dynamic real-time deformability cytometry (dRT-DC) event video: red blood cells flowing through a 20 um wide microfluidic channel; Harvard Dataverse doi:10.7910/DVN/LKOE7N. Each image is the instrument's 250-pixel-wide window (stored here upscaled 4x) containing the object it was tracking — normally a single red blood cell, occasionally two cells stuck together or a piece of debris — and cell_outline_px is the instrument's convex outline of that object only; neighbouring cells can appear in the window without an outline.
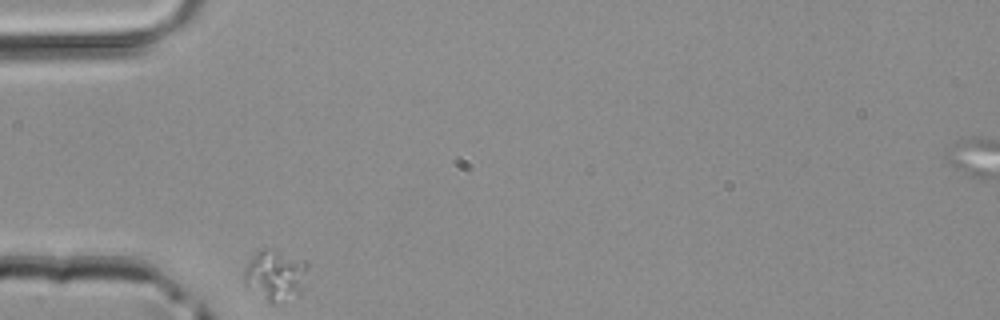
{"species": "common noctule bat (a hibernating species)", "species_latin": "Nyctalus noctula", "temperature_condition": "room temperature", "stored_images_in_passage": 27, "camera_frame_rate_fps": 3000, "um_per_image_px": 0.085, "animal": {"sex": "male", "body_mass_g": 20.4}, "frame": {"image": 1, "passage_image": 1, "time_ms": 0.0, "image_size_px": [1000, 320], "cell_outline_px": [[308, 268], [304, 288], [300, 296], [276, 304], [268, 304], [244, 288], [244, 268], [252, 256], [264, 248], [276, 248], [304, 260], [308, 264]], "centroid_in_image_um": [23.4, 23.44], "position_along_channel_um": 61.6, "area_um2": 19.94}}
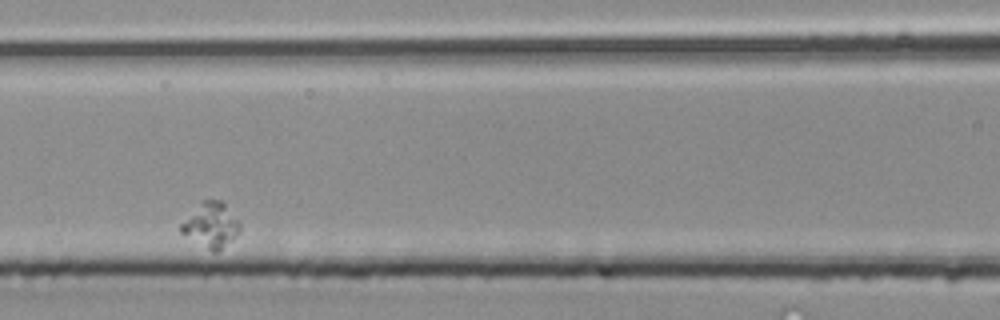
{"frame": {"image": 2, "passage_image": 9, "time_ms": 2.667, "image_size_px": [1000, 320], "cell_outline_px": [[240, 232], [216, 252], [212, 252], [180, 232], [180, 224], [200, 200], [220, 200], [224, 204], [240, 224]], "centroid_in_image_um": [17.89, 19.12], "position_along_channel_um": 148.7, "area_um2": 15.09}}
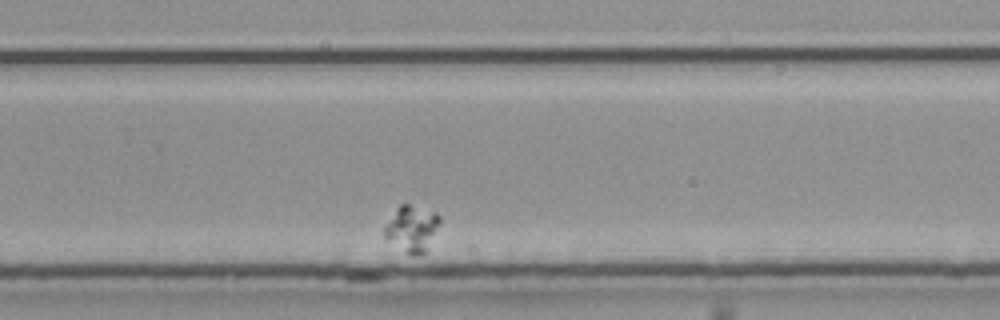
{"frame": {"image": 3, "passage_image": 21, "time_ms": 6.667, "image_size_px": [1000, 320], "cell_outline_px": [[440, 220], [424, 252], [416, 256], [408, 256], [388, 240], [384, 236], [384, 228], [396, 208], [400, 204], [408, 204], [436, 212], [440, 216]], "centroid_in_image_um": [34.97, 19.44], "position_along_channel_um": 294.8, "area_um2": 14.57}}